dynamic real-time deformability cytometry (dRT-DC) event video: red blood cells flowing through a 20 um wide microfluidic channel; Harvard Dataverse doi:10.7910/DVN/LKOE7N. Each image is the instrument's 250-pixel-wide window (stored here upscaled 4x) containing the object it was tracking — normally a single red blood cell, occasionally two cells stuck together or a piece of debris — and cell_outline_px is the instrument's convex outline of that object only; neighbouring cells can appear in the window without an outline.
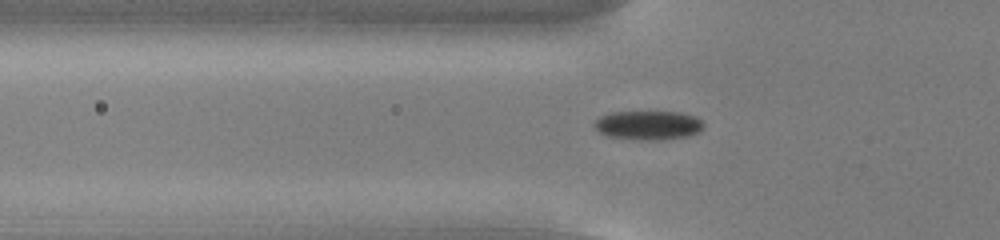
{"species": "common noctule bat (a hibernating species)", "species_latin": "Nyctalus noctula", "temperature_condition": "cold", "stored_images_in_passage": 51, "camera_frame_rate_fps": 3000, "um_per_image_px": 0.085, "animal": {"sex": "male", "body_mass_g": 13.0, "forearm_length_mm": 53.1}, "frame": {"image": 1, "passage_image": 15, "time_ms": 4.667, "image_size_px": [1000, 240], "cell_outline_px": [[704, 128], [700, 132], [688, 136], [656, 140], [652, 140], [608, 136], [600, 132], [592, 124], [600, 116], [612, 112], [680, 112], [696, 116], [704, 124]], "centroid_in_image_um": [55.14, 10.63], "position_along_channel_um": 70.7, "area_um2": 18.38}}
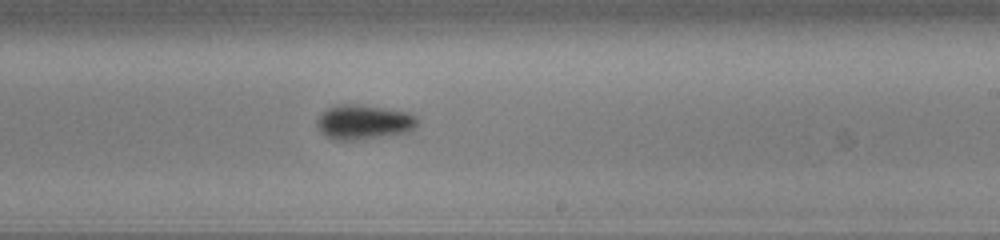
{"frame": {"image": 2, "passage_image": 30, "time_ms": 9.667, "image_size_px": [1000, 240], "cell_outline_px": [[420, 120], [412, 128], [404, 132], [352, 140], [336, 140], [320, 132], [316, 124], [316, 120], [328, 108], [340, 104], [356, 104], [408, 112], [416, 116]], "centroid_in_image_um": [30.88, 10.36], "position_along_channel_um": 258.1, "area_um2": 19.71}}
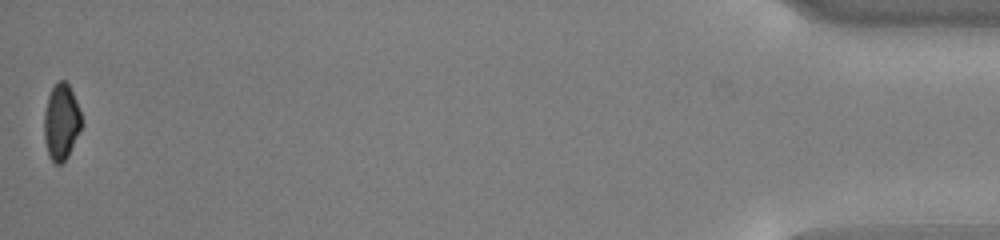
{"frame": {"image": 3, "passage_image": 51, "time_ms": 16.667, "image_size_px": [1000, 240], "cell_outline_px": [[80, 128], [68, 156], [60, 164], [56, 164], [48, 156], [44, 140], [44, 112], [48, 96], [56, 80], [64, 80], [68, 84], [72, 92], [80, 112]], "centroid_in_image_um": [5.16, 10.35], "position_along_channel_um": 430.0, "area_um2": 16.3}, "authors_computed_cell_mechanics": {"area_um2": 18.207, "velocity_mm_per_s": 3.7671, "shape_relaxation_time_tau1_ms": 2.5696, "shape_relaxation_time_tau2_ms": null, "deformation_change_tau1": 0.0782, "deformation_change_tau2": null}}